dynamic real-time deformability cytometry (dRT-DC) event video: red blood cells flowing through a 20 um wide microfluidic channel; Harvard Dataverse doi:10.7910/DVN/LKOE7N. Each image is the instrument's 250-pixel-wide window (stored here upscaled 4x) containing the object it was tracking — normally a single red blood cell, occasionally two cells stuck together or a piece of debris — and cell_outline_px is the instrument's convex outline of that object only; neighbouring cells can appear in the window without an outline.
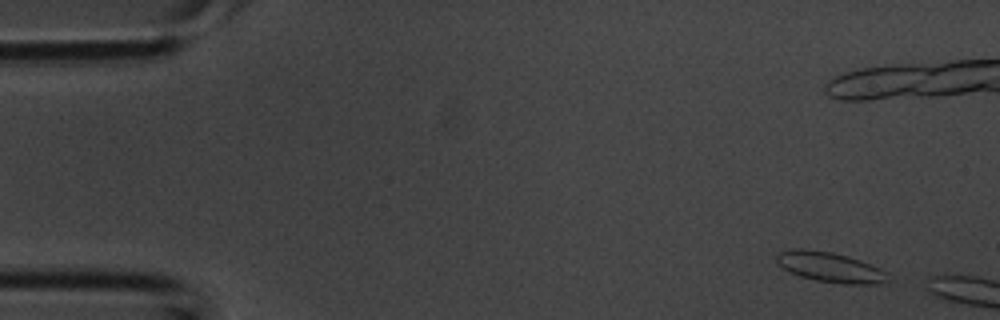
{"species": "common noctule bat (a hibernating species)", "species_latin": "Nyctalus noctula", "temperature_condition": "room temperature", "stored_images_in_passage": 4, "segment_of_instrument_passage": [2, 2], "camera_frame_rate_fps": 3000, "um_per_image_px": 0.085, "animal": {"sex": "male", "body_mass_g": 20.1, "forearm_length_mm": 53.5}, "frame": {"image": 1, "passage_image": 4, "time_ms": 1.0, "image_size_px": [1000, 320], "cell_outline_px": [[884, 280], [876, 284], [844, 284], [816, 280], [800, 276], [788, 272], [776, 260], [776, 256], [780, 252], [792, 248], [804, 248], [832, 252], [860, 260], [880, 268], [884, 272]], "centroid_in_image_um": [70.47, 22.69], "position_along_channel_um": 14.5, "area_um2": 19.13}}